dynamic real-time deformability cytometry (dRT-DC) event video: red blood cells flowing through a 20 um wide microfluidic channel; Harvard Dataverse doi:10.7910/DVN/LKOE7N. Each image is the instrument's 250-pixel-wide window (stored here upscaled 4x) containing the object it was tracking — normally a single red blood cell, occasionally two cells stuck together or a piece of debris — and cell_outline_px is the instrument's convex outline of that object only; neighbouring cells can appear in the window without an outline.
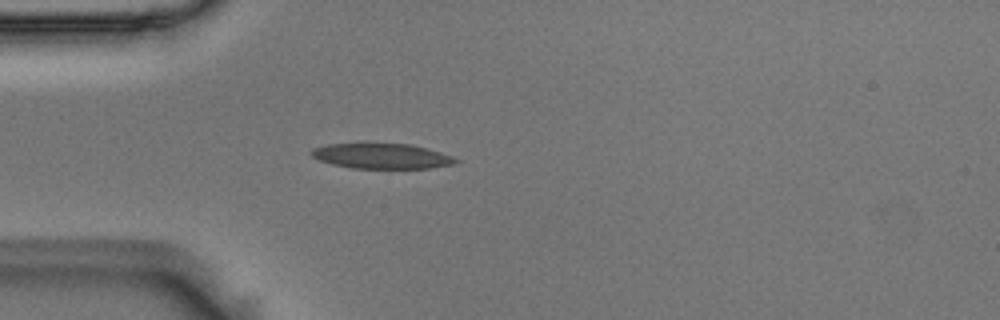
{"species": "Egyptian fruit bat (a non-hibernating species)", "species_latin": "Rousettus aegyptiacus", "temperature_condition": "room temperature", "stored_images_in_passage": 3, "camera_frame_rate_fps": 3000, "um_per_image_px": 0.085, "animal": {"sex": "male"}, "frame": {"image": 1, "passage_image": 3, "time_ms": 0.667, "image_size_px": [1000, 320], "cell_outline_px": [[460, 160], [452, 164], [428, 168], [352, 168], [332, 164], [320, 160], [312, 156], [308, 152], [312, 148], [328, 144], [364, 140], [412, 144], [440, 152], [452, 156]], "centroid_in_image_um": [32.36, 13.2], "position_along_channel_um": 52.6, "area_um2": 22.2}}